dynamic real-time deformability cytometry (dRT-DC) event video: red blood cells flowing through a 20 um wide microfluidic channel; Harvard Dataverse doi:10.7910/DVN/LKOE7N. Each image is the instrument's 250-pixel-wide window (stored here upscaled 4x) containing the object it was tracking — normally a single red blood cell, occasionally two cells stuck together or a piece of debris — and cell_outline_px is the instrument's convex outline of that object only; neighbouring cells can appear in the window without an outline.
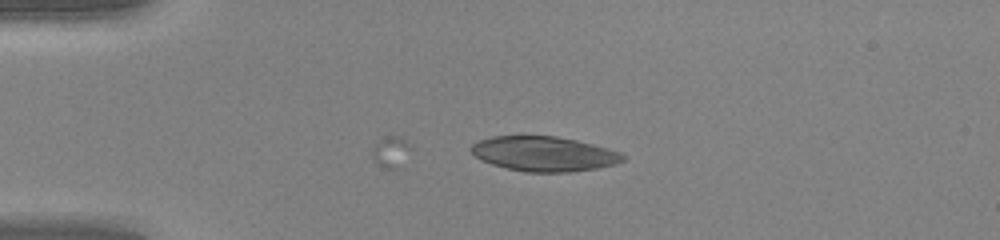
{"species": "human", "species_latin": "Homo sapiens", "temperature_condition": "warm", "stored_images_in_passage": 5, "camera_frame_rate_fps": 3000, "um_per_image_px": 0.085, "donor": {"sex": "female"}, "frame": {"image": 1, "passage_image": 5, "time_ms": 1.333, "image_size_px": [1000, 240], "cell_outline_px": [[624, 160], [616, 164], [596, 168], [568, 172], [524, 172], [492, 164], [480, 160], [472, 152], [472, 144], [480, 140], [492, 136], [556, 136], [576, 140], [608, 148], [620, 152], [624, 156]], "centroid_in_image_um": [46.24, 13.07], "position_along_channel_um": 38.8, "area_um2": 30.58}}